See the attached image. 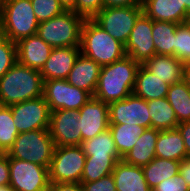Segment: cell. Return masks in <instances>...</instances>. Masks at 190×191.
<instances>
[{"label": "cell", "instance_id": "cell-1", "mask_svg": "<svg viewBox=\"0 0 190 191\" xmlns=\"http://www.w3.org/2000/svg\"><path fill=\"white\" fill-rule=\"evenodd\" d=\"M140 64L129 56L101 67L94 98L110 104L133 94Z\"/></svg>", "mask_w": 190, "mask_h": 191}, {"label": "cell", "instance_id": "cell-2", "mask_svg": "<svg viewBox=\"0 0 190 191\" xmlns=\"http://www.w3.org/2000/svg\"><path fill=\"white\" fill-rule=\"evenodd\" d=\"M43 96V79L39 70L16 62L0 79V102L10 106Z\"/></svg>", "mask_w": 190, "mask_h": 191}, {"label": "cell", "instance_id": "cell-3", "mask_svg": "<svg viewBox=\"0 0 190 191\" xmlns=\"http://www.w3.org/2000/svg\"><path fill=\"white\" fill-rule=\"evenodd\" d=\"M80 52L101 67L126 56L125 45L110 36L93 19H85L83 23Z\"/></svg>", "mask_w": 190, "mask_h": 191}, {"label": "cell", "instance_id": "cell-4", "mask_svg": "<svg viewBox=\"0 0 190 191\" xmlns=\"http://www.w3.org/2000/svg\"><path fill=\"white\" fill-rule=\"evenodd\" d=\"M37 21L30 0H0V35L17 43L37 34Z\"/></svg>", "mask_w": 190, "mask_h": 191}, {"label": "cell", "instance_id": "cell-5", "mask_svg": "<svg viewBox=\"0 0 190 191\" xmlns=\"http://www.w3.org/2000/svg\"><path fill=\"white\" fill-rule=\"evenodd\" d=\"M85 18L74 11L39 23L37 35L52 48L80 47L81 31Z\"/></svg>", "mask_w": 190, "mask_h": 191}, {"label": "cell", "instance_id": "cell-6", "mask_svg": "<svg viewBox=\"0 0 190 191\" xmlns=\"http://www.w3.org/2000/svg\"><path fill=\"white\" fill-rule=\"evenodd\" d=\"M54 147L49 130H32L20 133L7 154L49 168Z\"/></svg>", "mask_w": 190, "mask_h": 191}, {"label": "cell", "instance_id": "cell-7", "mask_svg": "<svg viewBox=\"0 0 190 191\" xmlns=\"http://www.w3.org/2000/svg\"><path fill=\"white\" fill-rule=\"evenodd\" d=\"M85 161L81 145L55 146L48 168L50 182L81 183Z\"/></svg>", "mask_w": 190, "mask_h": 191}, {"label": "cell", "instance_id": "cell-8", "mask_svg": "<svg viewBox=\"0 0 190 191\" xmlns=\"http://www.w3.org/2000/svg\"><path fill=\"white\" fill-rule=\"evenodd\" d=\"M142 13V6L104 7L93 20L110 36L125 45Z\"/></svg>", "mask_w": 190, "mask_h": 191}, {"label": "cell", "instance_id": "cell-9", "mask_svg": "<svg viewBox=\"0 0 190 191\" xmlns=\"http://www.w3.org/2000/svg\"><path fill=\"white\" fill-rule=\"evenodd\" d=\"M43 97L51 112L58 109L79 110L93 96L69 84L66 79L43 81Z\"/></svg>", "mask_w": 190, "mask_h": 191}, {"label": "cell", "instance_id": "cell-10", "mask_svg": "<svg viewBox=\"0 0 190 191\" xmlns=\"http://www.w3.org/2000/svg\"><path fill=\"white\" fill-rule=\"evenodd\" d=\"M10 186L16 191H47L49 169L45 166L9 156Z\"/></svg>", "mask_w": 190, "mask_h": 191}, {"label": "cell", "instance_id": "cell-11", "mask_svg": "<svg viewBox=\"0 0 190 191\" xmlns=\"http://www.w3.org/2000/svg\"><path fill=\"white\" fill-rule=\"evenodd\" d=\"M18 133L49 130L51 110L43 96L10 105Z\"/></svg>", "mask_w": 190, "mask_h": 191}, {"label": "cell", "instance_id": "cell-12", "mask_svg": "<svg viewBox=\"0 0 190 191\" xmlns=\"http://www.w3.org/2000/svg\"><path fill=\"white\" fill-rule=\"evenodd\" d=\"M108 111L109 125L128 124L151 128L147 101L134 94L108 104Z\"/></svg>", "mask_w": 190, "mask_h": 191}, {"label": "cell", "instance_id": "cell-13", "mask_svg": "<svg viewBox=\"0 0 190 191\" xmlns=\"http://www.w3.org/2000/svg\"><path fill=\"white\" fill-rule=\"evenodd\" d=\"M79 110L58 109L51 112L49 131L55 146L82 144Z\"/></svg>", "mask_w": 190, "mask_h": 191}, {"label": "cell", "instance_id": "cell-14", "mask_svg": "<svg viewBox=\"0 0 190 191\" xmlns=\"http://www.w3.org/2000/svg\"><path fill=\"white\" fill-rule=\"evenodd\" d=\"M152 28L153 20L143 12L136 20L125 44L126 55L139 64H144L155 55Z\"/></svg>", "mask_w": 190, "mask_h": 191}, {"label": "cell", "instance_id": "cell-15", "mask_svg": "<svg viewBox=\"0 0 190 191\" xmlns=\"http://www.w3.org/2000/svg\"><path fill=\"white\" fill-rule=\"evenodd\" d=\"M80 129L82 142L94 138L99 133L109 129L108 104L96 98H91L80 109Z\"/></svg>", "mask_w": 190, "mask_h": 191}, {"label": "cell", "instance_id": "cell-16", "mask_svg": "<svg viewBox=\"0 0 190 191\" xmlns=\"http://www.w3.org/2000/svg\"><path fill=\"white\" fill-rule=\"evenodd\" d=\"M17 62L23 66L41 71L48 60L52 47L37 34L25 37L16 43Z\"/></svg>", "mask_w": 190, "mask_h": 191}, {"label": "cell", "instance_id": "cell-17", "mask_svg": "<svg viewBox=\"0 0 190 191\" xmlns=\"http://www.w3.org/2000/svg\"><path fill=\"white\" fill-rule=\"evenodd\" d=\"M80 53V47L53 48L40 71L43 81L67 79Z\"/></svg>", "mask_w": 190, "mask_h": 191}, {"label": "cell", "instance_id": "cell-18", "mask_svg": "<svg viewBox=\"0 0 190 191\" xmlns=\"http://www.w3.org/2000/svg\"><path fill=\"white\" fill-rule=\"evenodd\" d=\"M100 71L101 66L98 63L80 53L66 80L94 96Z\"/></svg>", "mask_w": 190, "mask_h": 191}, {"label": "cell", "instance_id": "cell-19", "mask_svg": "<svg viewBox=\"0 0 190 191\" xmlns=\"http://www.w3.org/2000/svg\"><path fill=\"white\" fill-rule=\"evenodd\" d=\"M143 12L153 21L178 24L190 22L187 9H181V0H143Z\"/></svg>", "mask_w": 190, "mask_h": 191}, {"label": "cell", "instance_id": "cell-20", "mask_svg": "<svg viewBox=\"0 0 190 191\" xmlns=\"http://www.w3.org/2000/svg\"><path fill=\"white\" fill-rule=\"evenodd\" d=\"M117 191H152L148 186L142 167L118 161L112 172Z\"/></svg>", "mask_w": 190, "mask_h": 191}, {"label": "cell", "instance_id": "cell-21", "mask_svg": "<svg viewBox=\"0 0 190 191\" xmlns=\"http://www.w3.org/2000/svg\"><path fill=\"white\" fill-rule=\"evenodd\" d=\"M169 84L159 77H155L143 64H140L137 73L133 94L146 101L167 97Z\"/></svg>", "mask_w": 190, "mask_h": 191}, {"label": "cell", "instance_id": "cell-22", "mask_svg": "<svg viewBox=\"0 0 190 191\" xmlns=\"http://www.w3.org/2000/svg\"><path fill=\"white\" fill-rule=\"evenodd\" d=\"M159 131L158 129L147 128L122 160L130 165L146 166L156 157L155 148Z\"/></svg>", "mask_w": 190, "mask_h": 191}, {"label": "cell", "instance_id": "cell-23", "mask_svg": "<svg viewBox=\"0 0 190 191\" xmlns=\"http://www.w3.org/2000/svg\"><path fill=\"white\" fill-rule=\"evenodd\" d=\"M143 65L169 85L182 81L184 64L175 56L154 55Z\"/></svg>", "mask_w": 190, "mask_h": 191}, {"label": "cell", "instance_id": "cell-24", "mask_svg": "<svg viewBox=\"0 0 190 191\" xmlns=\"http://www.w3.org/2000/svg\"><path fill=\"white\" fill-rule=\"evenodd\" d=\"M155 156L176 161H182L188 157L184 140L178 128L159 131Z\"/></svg>", "mask_w": 190, "mask_h": 191}, {"label": "cell", "instance_id": "cell-25", "mask_svg": "<svg viewBox=\"0 0 190 191\" xmlns=\"http://www.w3.org/2000/svg\"><path fill=\"white\" fill-rule=\"evenodd\" d=\"M81 147L86 157L114 158L117 162L122 160L109 129L83 141Z\"/></svg>", "mask_w": 190, "mask_h": 191}, {"label": "cell", "instance_id": "cell-26", "mask_svg": "<svg viewBox=\"0 0 190 191\" xmlns=\"http://www.w3.org/2000/svg\"><path fill=\"white\" fill-rule=\"evenodd\" d=\"M151 119V128L168 130L177 128L179 122L174 109L166 97L147 101Z\"/></svg>", "mask_w": 190, "mask_h": 191}, {"label": "cell", "instance_id": "cell-27", "mask_svg": "<svg viewBox=\"0 0 190 191\" xmlns=\"http://www.w3.org/2000/svg\"><path fill=\"white\" fill-rule=\"evenodd\" d=\"M179 165L180 161L155 157L142 167L148 186L153 189L163 180L179 174Z\"/></svg>", "mask_w": 190, "mask_h": 191}, {"label": "cell", "instance_id": "cell-28", "mask_svg": "<svg viewBox=\"0 0 190 191\" xmlns=\"http://www.w3.org/2000/svg\"><path fill=\"white\" fill-rule=\"evenodd\" d=\"M178 25L166 21H153L155 55L175 56V32Z\"/></svg>", "mask_w": 190, "mask_h": 191}, {"label": "cell", "instance_id": "cell-29", "mask_svg": "<svg viewBox=\"0 0 190 191\" xmlns=\"http://www.w3.org/2000/svg\"><path fill=\"white\" fill-rule=\"evenodd\" d=\"M166 98L174 109L178 122H189L190 89L188 88V86L183 81H179L170 85Z\"/></svg>", "mask_w": 190, "mask_h": 191}, {"label": "cell", "instance_id": "cell-30", "mask_svg": "<svg viewBox=\"0 0 190 191\" xmlns=\"http://www.w3.org/2000/svg\"><path fill=\"white\" fill-rule=\"evenodd\" d=\"M109 130L112 133L116 149L123 158L133 148L146 128L139 125L120 124L109 125Z\"/></svg>", "mask_w": 190, "mask_h": 191}, {"label": "cell", "instance_id": "cell-31", "mask_svg": "<svg viewBox=\"0 0 190 191\" xmlns=\"http://www.w3.org/2000/svg\"><path fill=\"white\" fill-rule=\"evenodd\" d=\"M116 163L114 158L86 157L81 182H94L112 174Z\"/></svg>", "mask_w": 190, "mask_h": 191}, {"label": "cell", "instance_id": "cell-32", "mask_svg": "<svg viewBox=\"0 0 190 191\" xmlns=\"http://www.w3.org/2000/svg\"><path fill=\"white\" fill-rule=\"evenodd\" d=\"M19 135L10 106H0V153H7Z\"/></svg>", "mask_w": 190, "mask_h": 191}, {"label": "cell", "instance_id": "cell-33", "mask_svg": "<svg viewBox=\"0 0 190 191\" xmlns=\"http://www.w3.org/2000/svg\"><path fill=\"white\" fill-rule=\"evenodd\" d=\"M175 57L183 64L190 62V22L179 24L176 28Z\"/></svg>", "mask_w": 190, "mask_h": 191}, {"label": "cell", "instance_id": "cell-34", "mask_svg": "<svg viewBox=\"0 0 190 191\" xmlns=\"http://www.w3.org/2000/svg\"><path fill=\"white\" fill-rule=\"evenodd\" d=\"M37 21H47L53 17L61 15L65 9L59 0H30Z\"/></svg>", "mask_w": 190, "mask_h": 191}, {"label": "cell", "instance_id": "cell-35", "mask_svg": "<svg viewBox=\"0 0 190 191\" xmlns=\"http://www.w3.org/2000/svg\"><path fill=\"white\" fill-rule=\"evenodd\" d=\"M16 62V43L0 35V79Z\"/></svg>", "mask_w": 190, "mask_h": 191}, {"label": "cell", "instance_id": "cell-36", "mask_svg": "<svg viewBox=\"0 0 190 191\" xmlns=\"http://www.w3.org/2000/svg\"><path fill=\"white\" fill-rule=\"evenodd\" d=\"M103 8V0H76V7L72 11L85 19H93Z\"/></svg>", "mask_w": 190, "mask_h": 191}, {"label": "cell", "instance_id": "cell-37", "mask_svg": "<svg viewBox=\"0 0 190 191\" xmlns=\"http://www.w3.org/2000/svg\"><path fill=\"white\" fill-rule=\"evenodd\" d=\"M152 191H190L181 174L163 180Z\"/></svg>", "mask_w": 190, "mask_h": 191}, {"label": "cell", "instance_id": "cell-38", "mask_svg": "<svg viewBox=\"0 0 190 191\" xmlns=\"http://www.w3.org/2000/svg\"><path fill=\"white\" fill-rule=\"evenodd\" d=\"M81 185L84 191H117L112 174L94 182H81Z\"/></svg>", "mask_w": 190, "mask_h": 191}, {"label": "cell", "instance_id": "cell-39", "mask_svg": "<svg viewBox=\"0 0 190 191\" xmlns=\"http://www.w3.org/2000/svg\"><path fill=\"white\" fill-rule=\"evenodd\" d=\"M10 184L9 155L0 153V186Z\"/></svg>", "mask_w": 190, "mask_h": 191}, {"label": "cell", "instance_id": "cell-40", "mask_svg": "<svg viewBox=\"0 0 190 191\" xmlns=\"http://www.w3.org/2000/svg\"><path fill=\"white\" fill-rule=\"evenodd\" d=\"M47 191H84L81 183L50 182Z\"/></svg>", "mask_w": 190, "mask_h": 191}, {"label": "cell", "instance_id": "cell-41", "mask_svg": "<svg viewBox=\"0 0 190 191\" xmlns=\"http://www.w3.org/2000/svg\"><path fill=\"white\" fill-rule=\"evenodd\" d=\"M104 7L143 6V0H103Z\"/></svg>", "mask_w": 190, "mask_h": 191}, {"label": "cell", "instance_id": "cell-42", "mask_svg": "<svg viewBox=\"0 0 190 191\" xmlns=\"http://www.w3.org/2000/svg\"><path fill=\"white\" fill-rule=\"evenodd\" d=\"M184 140L185 149L188 157H190V121L179 123L177 126Z\"/></svg>", "mask_w": 190, "mask_h": 191}, {"label": "cell", "instance_id": "cell-43", "mask_svg": "<svg viewBox=\"0 0 190 191\" xmlns=\"http://www.w3.org/2000/svg\"><path fill=\"white\" fill-rule=\"evenodd\" d=\"M179 174L184 178V181L190 189V157H186L180 161Z\"/></svg>", "mask_w": 190, "mask_h": 191}, {"label": "cell", "instance_id": "cell-44", "mask_svg": "<svg viewBox=\"0 0 190 191\" xmlns=\"http://www.w3.org/2000/svg\"><path fill=\"white\" fill-rule=\"evenodd\" d=\"M182 81L188 86L190 89V62L184 64L183 66V75Z\"/></svg>", "mask_w": 190, "mask_h": 191}, {"label": "cell", "instance_id": "cell-45", "mask_svg": "<svg viewBox=\"0 0 190 191\" xmlns=\"http://www.w3.org/2000/svg\"><path fill=\"white\" fill-rule=\"evenodd\" d=\"M65 11H72L76 7V0H59Z\"/></svg>", "mask_w": 190, "mask_h": 191}, {"label": "cell", "instance_id": "cell-46", "mask_svg": "<svg viewBox=\"0 0 190 191\" xmlns=\"http://www.w3.org/2000/svg\"><path fill=\"white\" fill-rule=\"evenodd\" d=\"M181 9H187V14L190 16V0H181Z\"/></svg>", "mask_w": 190, "mask_h": 191}, {"label": "cell", "instance_id": "cell-47", "mask_svg": "<svg viewBox=\"0 0 190 191\" xmlns=\"http://www.w3.org/2000/svg\"><path fill=\"white\" fill-rule=\"evenodd\" d=\"M0 191H16V190L10 185H3L0 186Z\"/></svg>", "mask_w": 190, "mask_h": 191}]
</instances>
